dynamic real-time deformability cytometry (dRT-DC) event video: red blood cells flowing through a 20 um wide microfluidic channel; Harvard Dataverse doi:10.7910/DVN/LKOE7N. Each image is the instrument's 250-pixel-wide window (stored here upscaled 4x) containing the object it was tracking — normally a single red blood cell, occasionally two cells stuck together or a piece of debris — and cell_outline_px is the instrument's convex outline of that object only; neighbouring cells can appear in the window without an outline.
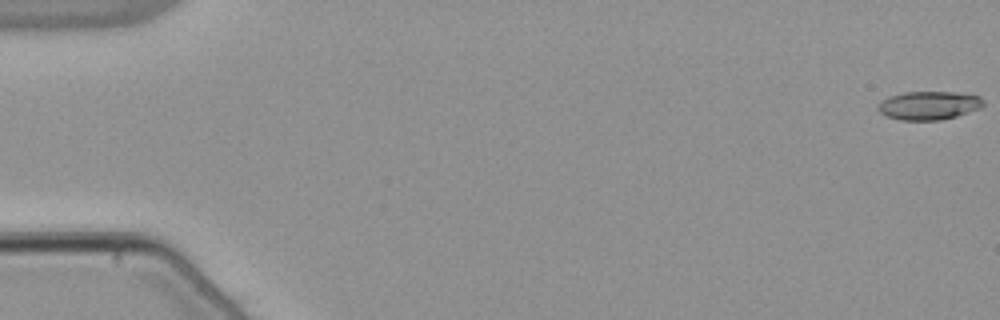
{"species": "common noctule bat (a hibernating species)", "species_latin": "Nyctalus noctula", "temperature_condition": "warm", "stored_images_in_passage": 49, "camera_frame_rate_fps": 3000, "um_per_image_px": 0.085, "animal": {"sex": "male", "body_mass_g": 21.5, "forearm_length_mm": 52.0}, "frame": {"image": 1, "passage_image": 1, "time_ms": 0.0, "image_size_px": [1000, 320], "cell_outline_px": [[984, 104], [980, 108], [956, 116], [940, 120], [900, 120], [888, 116], [880, 112], [876, 108], [888, 96], [904, 92], [952, 92], [980, 96], [984, 100]], "centroid_in_image_um": [78.96, 8.96], "position_along_channel_um": 6.0, "area_um2": 17.34}}
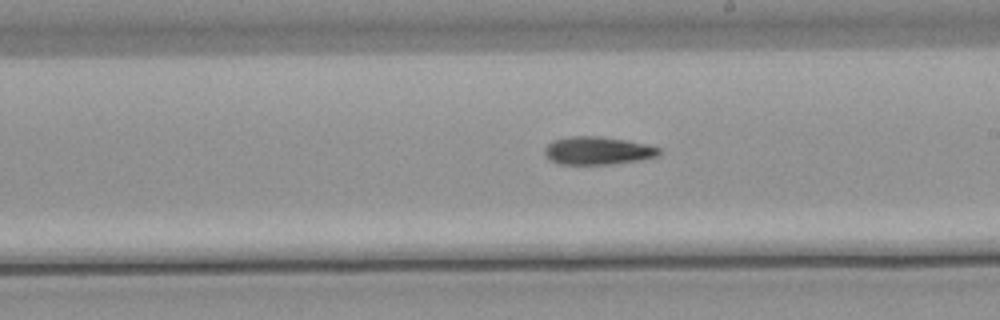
{"frame": {"image": 2, "passage_image": 32, "time_ms": 10.333, "image_size_px": [1000, 320], "cell_outline_px": [[660, 152], [656, 156], [640, 160], [612, 164], [560, 164], [552, 160], [544, 152], [544, 148], [552, 140], [572, 136], [600, 136], [648, 144], [660, 148]], "centroid_in_image_um": [50.81, 12.8], "position_along_channel_um": 238.2, "area_um2": 18.5}}
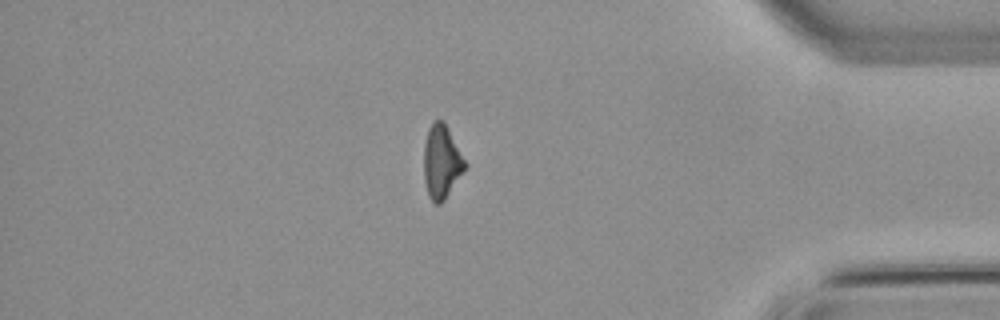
{"frame": {"image": 3, "passage_image": 47, "time_ms": 15.333, "image_size_px": [1000, 320], "cell_outline_px": [[468, 164], [464, 172], [444, 200], [440, 204], [436, 204], [428, 196], [424, 180], [424, 144], [428, 128], [436, 120], [444, 120]], "centroid_in_image_um": [37.55, 13.75], "position_along_channel_um": 397.7, "area_um2": 17.8}}